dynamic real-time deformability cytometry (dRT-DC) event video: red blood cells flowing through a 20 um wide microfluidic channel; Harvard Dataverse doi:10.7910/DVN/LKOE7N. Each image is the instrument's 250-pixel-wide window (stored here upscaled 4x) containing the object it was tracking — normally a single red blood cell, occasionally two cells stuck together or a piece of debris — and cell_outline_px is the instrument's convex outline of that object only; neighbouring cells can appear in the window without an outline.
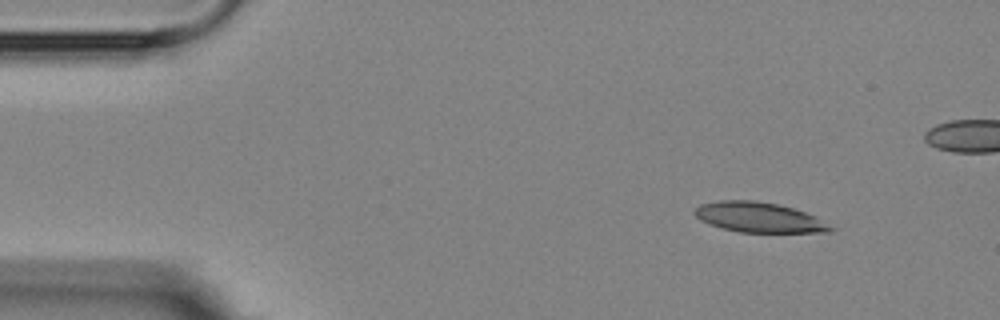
{"species": "Egyptian fruit bat (a non-hibernating species)", "species_latin": "Rousettus aegyptiacus", "temperature_condition": "room temperature", "stored_images_in_passage": 6, "segment_of_instrument_passage": [1, 2], "camera_frame_rate_fps": 3000, "um_per_image_px": 0.085, "animal": {"sex": "female"}, "frame": {"image": 1, "passage_image": 1, "time_ms": 0.0, "image_size_px": [1000, 320], "cell_outline_px": [[836, 228], [832, 232], [740, 232], [708, 224], [700, 220], [692, 212], [700, 204], [720, 200], [756, 200], [776, 204], [792, 208], [816, 216]], "centroid_in_image_um": [64.52, 18.47], "position_along_channel_um": 20.5, "area_um2": 23.81}}
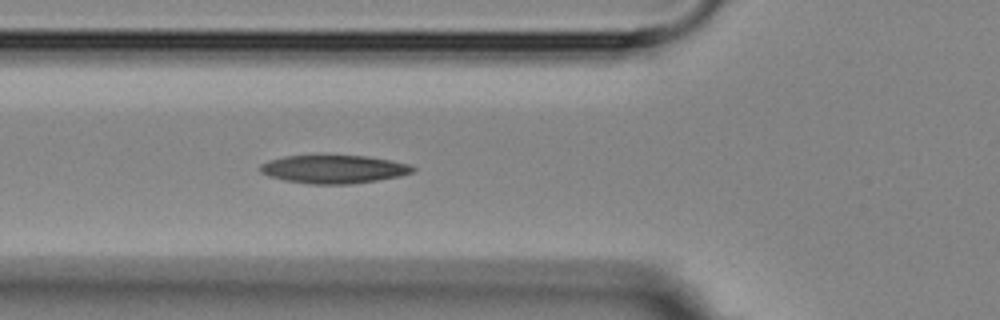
{"frame": {"image": 2, "passage_image": 5, "time_ms": 4.333, "image_size_px": [1000, 320], "cell_outline_px": [[416, 168], [412, 172], [400, 176], [376, 180], [348, 184], [308, 184], [284, 180], [268, 176], [260, 172], [260, 164], [268, 160], [284, 156], [368, 156], [408, 164]], "centroid_in_image_um": [28.32, 14.38], "position_along_channel_um": 97.5, "area_um2": 24.91}}